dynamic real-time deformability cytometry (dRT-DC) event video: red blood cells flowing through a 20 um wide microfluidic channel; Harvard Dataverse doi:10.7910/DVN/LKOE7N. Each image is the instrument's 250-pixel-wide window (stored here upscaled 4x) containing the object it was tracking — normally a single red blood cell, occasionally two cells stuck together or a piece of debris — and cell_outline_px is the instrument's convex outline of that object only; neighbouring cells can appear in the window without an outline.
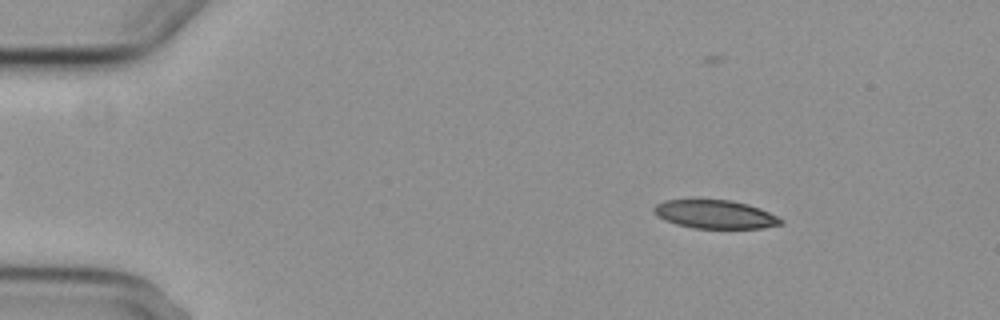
{"species": "common noctule bat (a hibernating species)", "species_latin": "Nyctalus noctula", "temperature_condition": "cold", "stored_images_in_passage": 4, "camera_frame_rate_fps": 3000, "um_per_image_px": 0.085, "animal": {"sex": "female", "body_mass_g": 29.2, "forearm_length_mm": 56.3}, "frame": {"image": 1, "passage_image": 2, "time_ms": 1.333, "image_size_px": [1000, 320], "cell_outline_px": [[784, 224], [764, 228], [692, 228], [676, 224], [664, 220], [656, 216], [652, 212], [652, 208], [656, 204], [664, 200], [732, 200], [748, 204], [760, 208], [784, 220]], "centroid_in_image_um": [60.77, 18.22], "position_along_channel_um": 24.2, "area_um2": 21.21}}
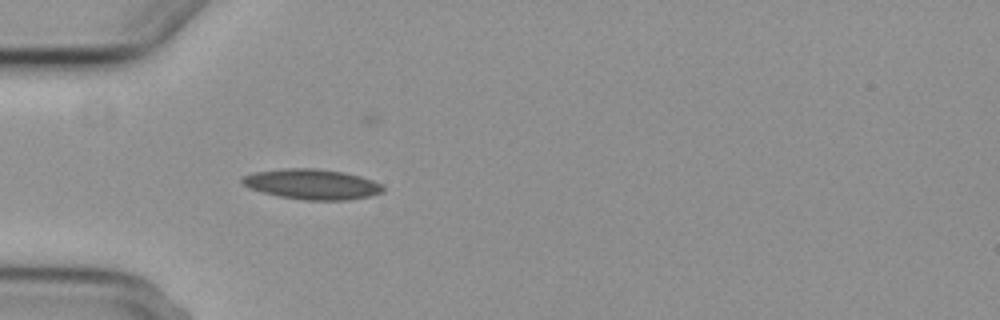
{"frame": {"image": 2, "passage_image": 4, "time_ms": 4.333, "image_size_px": [1000, 320], "cell_outline_px": [[384, 192], [368, 196], [348, 200], [304, 200], [280, 196], [264, 192], [252, 188], [244, 184], [240, 180], [244, 176], [256, 172], [284, 168], [316, 168], [344, 172], [360, 176], [372, 180], [380, 184], [384, 188]], "centroid_in_image_um": [26.56, 15.65], "position_along_channel_um": 58.4, "area_um2": 24.57}}